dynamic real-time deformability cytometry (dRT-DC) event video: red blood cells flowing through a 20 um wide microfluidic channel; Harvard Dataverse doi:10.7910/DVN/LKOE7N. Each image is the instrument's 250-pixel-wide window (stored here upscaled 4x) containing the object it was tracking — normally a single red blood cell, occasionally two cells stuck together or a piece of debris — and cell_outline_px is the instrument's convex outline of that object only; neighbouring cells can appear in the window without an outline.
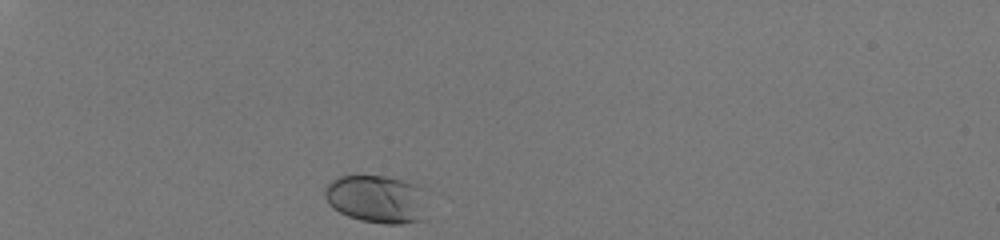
{"species": "human", "species_latin": "Homo sapiens", "temperature_condition": "room temperature", "stored_images_in_passage": 31, "camera_frame_rate_fps": 3000, "um_per_image_px": 0.085, "donor": {"sex": "male"}, "frame": {"image": 1, "passage_image": 1, "time_ms": 0.0, "image_size_px": [1000, 240], "cell_outline_px": [[424, 220], [400, 224], [384, 224], [360, 220], [348, 216], [340, 212], [328, 204], [324, 196], [324, 192], [328, 184], [336, 176], [384, 176], [416, 184], [424, 188]], "centroid_in_image_um": [32.02, 16.92], "position_along_channel_um": 53.0, "area_um2": 28.73}}
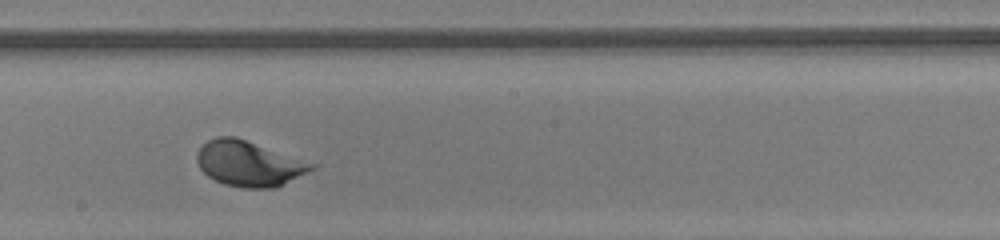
{"frame": {"image": 2, "passage_image": 18, "time_ms": 5.667, "image_size_px": [1000, 240], "cell_outline_px": [[320, 164], [316, 168], [276, 188], [240, 188], [224, 184], [208, 176], [200, 168], [196, 160], [196, 152], [208, 140], [216, 136], [236, 136]], "centroid_in_image_um": [21.21, 13.89], "position_along_channel_um": 227.0, "area_um2": 30.81}}
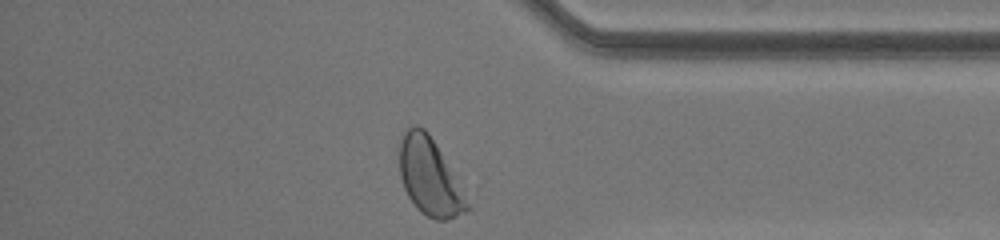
{"frame": {"image": 3, "passage_image": 31, "time_ms": 10.0, "image_size_px": [1000, 240], "cell_outline_px": [[468, 208], [464, 212], [456, 216], [444, 220], [436, 220], [420, 212], [416, 208], [408, 196], [404, 188], [400, 176], [396, 148], [400, 136], [404, 128], [416, 124], [424, 128], [428, 132], [440, 152], [464, 196], [468, 204]], "centroid_in_image_um": [36.38, 14.95], "position_along_channel_um": 398.8, "area_um2": 30.11}, "authors_computed_cell_mechanics": {"area_um2": 29.0156, "velocity_mm_per_s": 4.0742, "shape_relaxation_time_tau1_ms": 1.6377, "shape_relaxation_time_tau2_ms": null, "deformation_change_tau1": 0.1174, "deformation_change_tau2": null}}